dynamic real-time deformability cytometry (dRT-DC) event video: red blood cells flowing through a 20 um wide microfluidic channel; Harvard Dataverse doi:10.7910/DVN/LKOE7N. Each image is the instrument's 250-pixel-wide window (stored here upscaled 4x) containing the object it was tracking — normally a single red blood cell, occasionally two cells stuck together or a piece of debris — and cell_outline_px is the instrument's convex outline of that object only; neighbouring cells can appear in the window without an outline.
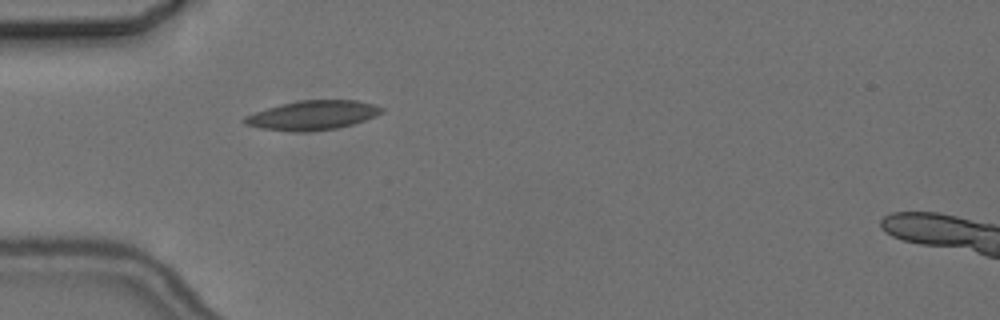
{"species": "common noctule bat (a hibernating species)", "species_latin": "Nyctalus noctula", "temperature_condition": "cold", "stored_images_in_passage": 1, "camera_frame_rate_fps": 3000, "um_per_image_px": 0.085, "animal": {"sex": "female", "body_mass_g": 24.6, "forearm_length_mm": 56.2}, "frame": {"image": 1, "passage_image": 1, "time_ms": 0.0, "image_size_px": [1000, 320], "cell_outline_px": [[384, 112], [376, 116], [352, 124], [336, 128], [308, 132], [296, 132], [260, 128], [244, 124], [240, 120], [244, 116], [280, 104], [300, 100], [356, 100], [376, 104], [384, 108]], "centroid_in_image_um": [26.58, 9.79], "position_along_channel_um": 58.4, "area_um2": 23.52}}